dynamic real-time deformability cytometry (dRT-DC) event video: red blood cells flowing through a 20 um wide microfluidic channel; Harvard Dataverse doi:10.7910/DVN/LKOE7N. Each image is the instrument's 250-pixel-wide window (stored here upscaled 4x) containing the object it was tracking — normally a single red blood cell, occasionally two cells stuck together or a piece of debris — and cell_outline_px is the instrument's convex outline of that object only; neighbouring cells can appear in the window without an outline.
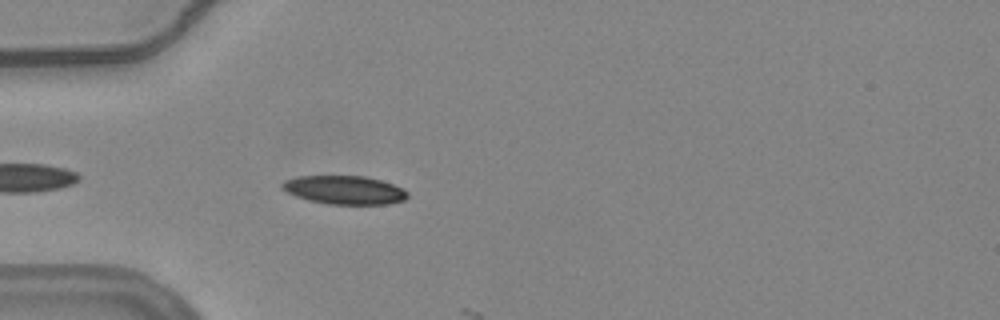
{"species": "common noctule bat (a hibernating species)", "species_latin": "Nyctalus noctula", "temperature_condition": "warm", "stored_images_in_passage": 5, "camera_frame_rate_fps": 3000, "um_per_image_px": 0.085, "animal": {"sex": "female", "body_mass_g": 24.6, "forearm_length_mm": 56.2}, "frame": {"image": 1, "passage_image": 4, "time_ms": 1.0, "image_size_px": [1000, 320], "cell_outline_px": [[408, 196], [404, 200], [388, 204], [328, 204], [308, 200], [296, 196], [280, 188], [280, 184], [284, 180], [296, 176], [364, 176], [380, 180], [404, 188], [408, 192]], "centroid_in_image_um": [29.26, 16.14], "position_along_channel_um": 55.7, "area_um2": 20.92}}